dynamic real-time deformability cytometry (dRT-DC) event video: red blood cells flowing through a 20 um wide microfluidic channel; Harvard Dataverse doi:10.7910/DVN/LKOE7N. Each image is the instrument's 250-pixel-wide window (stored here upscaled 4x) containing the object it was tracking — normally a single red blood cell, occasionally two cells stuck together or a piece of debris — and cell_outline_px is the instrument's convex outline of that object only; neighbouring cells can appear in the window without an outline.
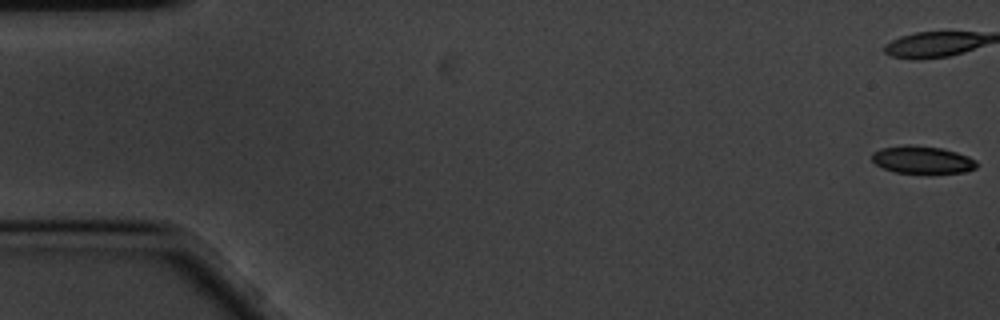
{"species": "common noctule bat (a hibernating species)", "species_latin": "Nyctalus noctula", "temperature_condition": "cold", "stored_images_in_passage": 9, "camera_frame_rate_fps": 3000, "um_per_image_px": 0.085, "animal": {"sex": "male", "body_mass_g": 20.1, "forearm_length_mm": 53.5}, "frame": {"image": 1, "passage_image": 1, "time_ms": 0.0, "image_size_px": [1000, 320], "cell_outline_px": [[980, 164], [976, 168], [964, 172], [932, 176], [928, 176], [896, 172], [884, 168], [876, 164], [872, 160], [872, 152], [880, 148], [904, 144], [912, 144], [940, 148], [956, 152], [968, 156], [976, 160]], "centroid_in_image_um": [78.43, 13.62], "position_along_channel_um": 6.6, "area_um2": 17.74}}